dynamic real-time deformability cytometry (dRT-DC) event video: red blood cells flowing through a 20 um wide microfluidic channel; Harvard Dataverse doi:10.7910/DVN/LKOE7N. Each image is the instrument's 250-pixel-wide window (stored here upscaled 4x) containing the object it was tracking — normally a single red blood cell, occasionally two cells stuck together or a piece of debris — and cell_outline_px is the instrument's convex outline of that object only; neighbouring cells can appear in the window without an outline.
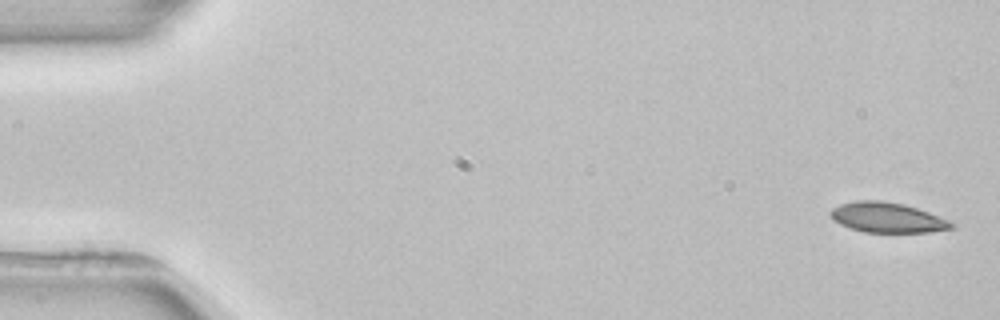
{"species": "common noctule bat (a hibernating species)", "species_latin": "Nyctalus noctula", "temperature_condition": "room temperature", "stored_images_in_passage": 5, "camera_frame_rate_fps": 3000, "um_per_image_px": 0.085, "animal": {"sex": "female", "body_mass_g": 22.7, "forearm_length_mm": 54.2}, "frame": {"image": 1, "passage_image": 1, "time_ms": 0.0, "image_size_px": [1000, 320], "cell_outline_px": [[956, 228], [928, 232], [864, 232], [840, 224], [832, 220], [828, 212], [832, 208], [840, 204], [856, 200], [880, 200], [904, 204], [928, 212], [948, 220], [956, 224]], "centroid_in_image_um": [75.4, 18.49], "position_along_channel_um": 9.6, "area_um2": 21.27}}